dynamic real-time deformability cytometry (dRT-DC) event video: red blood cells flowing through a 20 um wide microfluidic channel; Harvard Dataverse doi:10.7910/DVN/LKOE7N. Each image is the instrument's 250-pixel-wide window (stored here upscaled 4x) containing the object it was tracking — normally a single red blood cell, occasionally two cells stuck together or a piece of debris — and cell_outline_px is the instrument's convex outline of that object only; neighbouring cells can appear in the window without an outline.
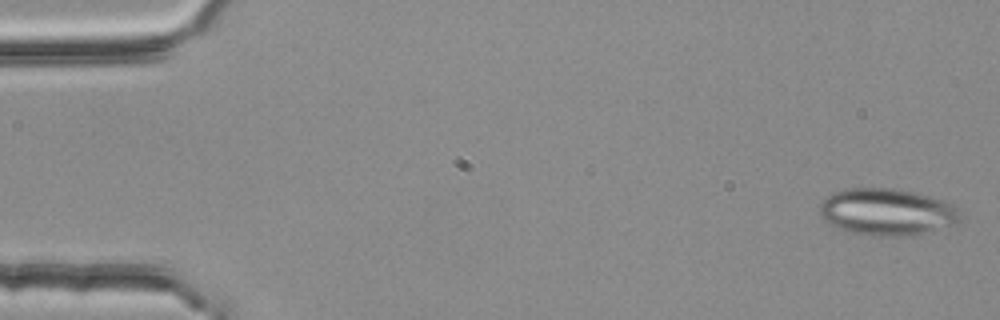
{"species": "common noctule bat (a hibernating species)", "species_latin": "Nyctalus noctula", "temperature_condition": "room temperature", "stored_images_in_passage": 4, "camera_frame_rate_fps": 3000, "um_per_image_px": 0.085, "animal": {"sex": "female", "body_mass_g": 25.1}, "frame": {"image": 1, "passage_image": 1, "time_ms": 0.0, "image_size_px": [1000, 320], "cell_outline_px": [[960, 220], [956, 224], [920, 232], [892, 236], [872, 236], [852, 232], [836, 228], [828, 224], [820, 216], [820, 204], [832, 192], [848, 188], [892, 188], [916, 192], [944, 200], [960, 208]], "centroid_in_image_um": [75.37, 17.99], "position_along_channel_um": 9.6, "area_um2": 38.26}}